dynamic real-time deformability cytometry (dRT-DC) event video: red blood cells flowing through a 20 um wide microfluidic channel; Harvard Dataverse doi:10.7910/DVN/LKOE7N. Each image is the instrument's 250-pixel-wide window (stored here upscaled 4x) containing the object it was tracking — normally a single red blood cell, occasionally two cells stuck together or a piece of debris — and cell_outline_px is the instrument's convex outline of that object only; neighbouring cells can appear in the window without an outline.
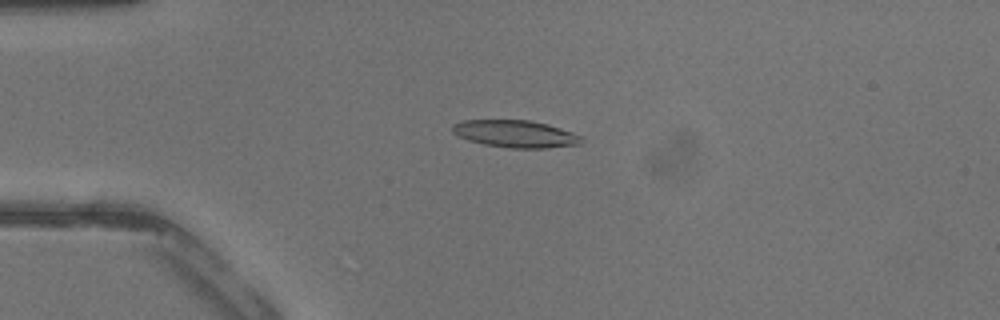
{"species": "common noctule bat (a hibernating species)", "species_latin": "Nyctalus noctula", "temperature_condition": "warm", "stored_images_in_passage": 42, "camera_frame_rate_fps": 3000, "um_per_image_px": 0.085, "animal": {"sex": "male", "body_mass_g": 13.3}, "frame": {"image": 1, "passage_image": 11, "time_ms": 3.333, "image_size_px": [1000, 320], "cell_outline_px": [[584, 140], [580, 144], [544, 148], [508, 148], [484, 144], [468, 140], [452, 132], [452, 124], [464, 120], [528, 120], [548, 124], [584, 136]], "centroid_in_image_um": [43.84, 11.38], "position_along_channel_um": 41.2, "area_um2": 20.52}}
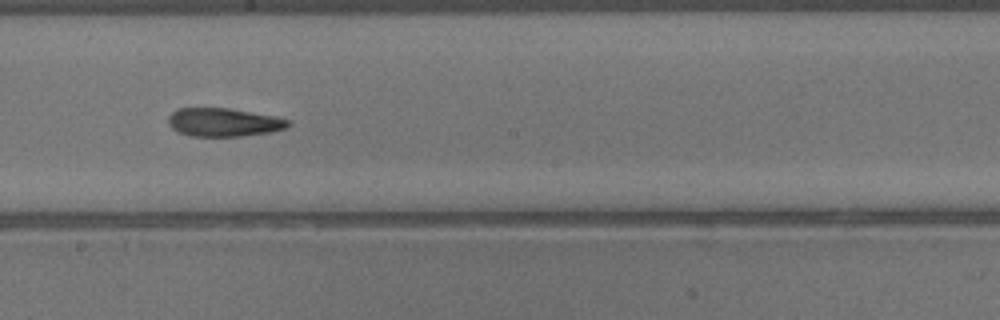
{"frame": {"image": 2, "passage_image": 24, "time_ms": 7.667, "image_size_px": [1000, 320], "cell_outline_px": [[292, 124], [284, 128], [272, 132], [244, 136], [192, 136], [180, 132], [172, 128], [168, 124], [168, 116], [176, 108], [228, 108], [276, 116], [288, 120]], "centroid_in_image_um": [19.01, 10.39], "position_along_channel_um": 229.2, "area_um2": 19.88}}
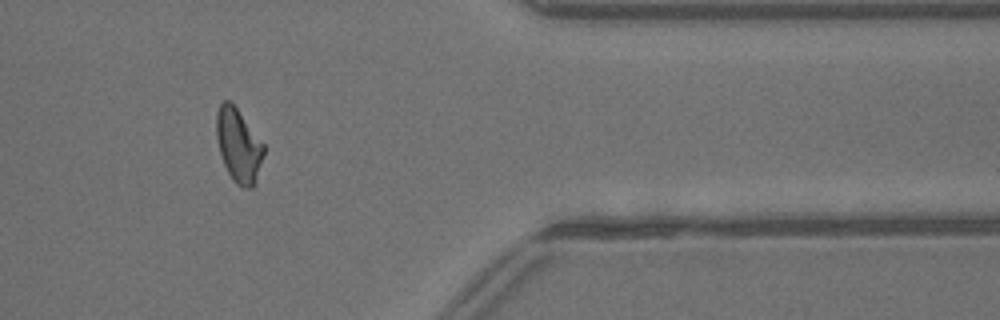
{"frame": {"image": 3, "passage_image": 35, "time_ms": 11.333, "image_size_px": [1000, 320], "cell_outline_px": [[264, 152], [256, 184], [252, 188], [240, 188], [232, 180], [224, 164], [220, 152], [216, 136], [216, 112], [220, 104], [224, 100], [232, 100], [264, 144]], "centroid_in_image_um": [20.28, 12.35], "position_along_channel_um": 391.1, "area_um2": 20.63}}